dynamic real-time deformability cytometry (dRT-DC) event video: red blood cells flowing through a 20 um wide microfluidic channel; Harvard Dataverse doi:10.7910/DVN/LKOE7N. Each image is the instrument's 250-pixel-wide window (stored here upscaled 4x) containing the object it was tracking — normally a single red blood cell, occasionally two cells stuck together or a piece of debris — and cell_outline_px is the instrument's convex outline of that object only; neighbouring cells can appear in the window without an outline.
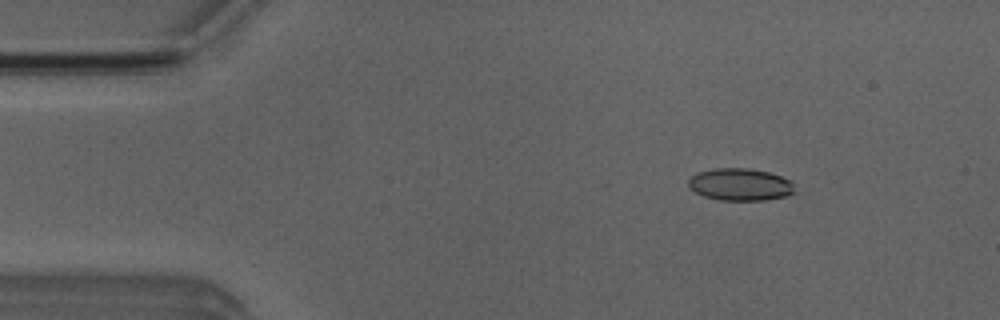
{"species": "Egyptian fruit bat (a non-hibernating species)", "species_latin": "Rousettus aegyptiacus", "temperature_condition": "room temperature", "stored_images_in_passage": 11, "camera_frame_rate_fps": 3000, "um_per_image_px": 0.085, "animal": {"sex": "male"}, "frame": {"image": 1, "passage_image": 1, "time_ms": 0.0, "image_size_px": [1000, 320], "cell_outline_px": [[792, 192], [788, 196], [764, 200], [720, 200], [704, 196], [688, 188], [688, 180], [692, 176], [700, 172], [716, 168], [748, 168], [768, 172], [780, 176], [788, 180], [792, 184]], "centroid_in_image_um": [62.88, 15.68], "position_along_channel_um": 22.1, "area_um2": 19.71}}